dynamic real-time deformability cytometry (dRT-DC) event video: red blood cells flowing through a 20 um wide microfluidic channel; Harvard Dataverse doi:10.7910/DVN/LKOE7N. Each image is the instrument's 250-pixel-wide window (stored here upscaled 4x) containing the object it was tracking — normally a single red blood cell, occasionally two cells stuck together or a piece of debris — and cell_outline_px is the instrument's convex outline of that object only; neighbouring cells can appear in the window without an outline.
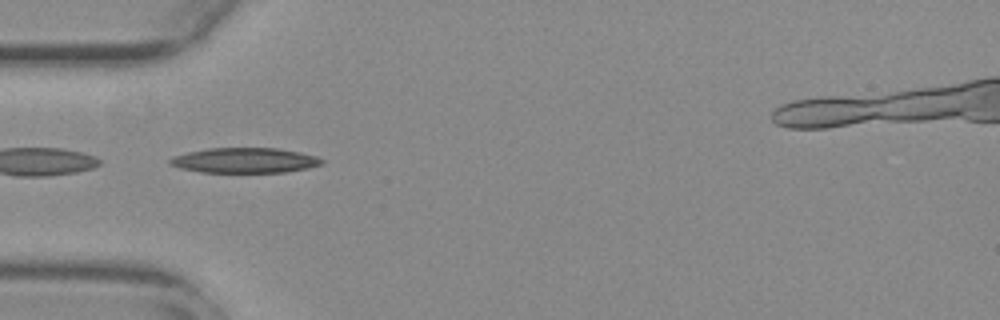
{"species": "common noctule bat (a hibernating species)", "species_latin": "Nyctalus noctula", "temperature_condition": "warm", "stored_images_in_passage": 31, "camera_frame_rate_fps": 3000, "um_per_image_px": 0.085, "animal": {"sex": "female", "body_mass_g": 29.2, "forearm_length_mm": 56.3}, "frame": {"image": 1, "passage_image": 1, "time_ms": 0.0, "image_size_px": [1000, 320], "cell_outline_px": [[324, 164], [308, 168], [284, 172], [200, 172], [180, 168], [168, 164], [168, 160], [172, 156], [188, 152], [208, 148], [276, 148], [300, 152], [316, 156], [324, 160]], "centroid_in_image_um": [20.79, 13.63], "position_along_channel_um": 64.2, "area_um2": 22.31}}
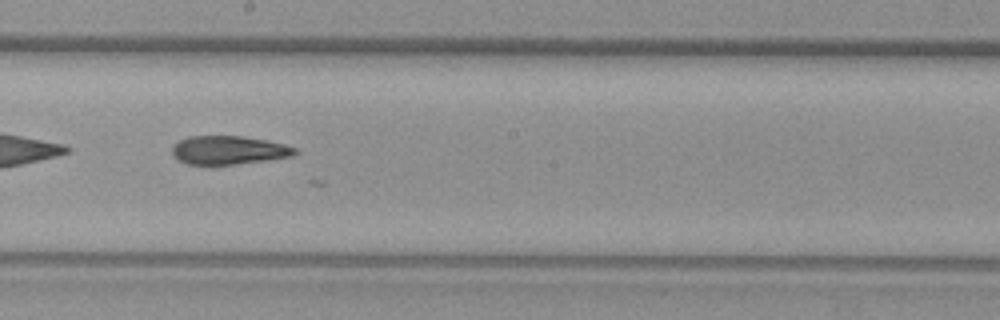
{"frame": {"image": 2, "passage_image": 14, "time_ms": 4.333, "image_size_px": [1000, 320], "cell_outline_px": [[296, 152], [292, 156], [236, 164], [188, 164], [172, 156], [172, 148], [180, 140], [188, 136], [244, 136], [268, 140], [284, 144], [296, 148]], "centroid_in_image_um": [19.43, 12.75], "position_along_channel_um": 228.8, "area_um2": 20.23}}